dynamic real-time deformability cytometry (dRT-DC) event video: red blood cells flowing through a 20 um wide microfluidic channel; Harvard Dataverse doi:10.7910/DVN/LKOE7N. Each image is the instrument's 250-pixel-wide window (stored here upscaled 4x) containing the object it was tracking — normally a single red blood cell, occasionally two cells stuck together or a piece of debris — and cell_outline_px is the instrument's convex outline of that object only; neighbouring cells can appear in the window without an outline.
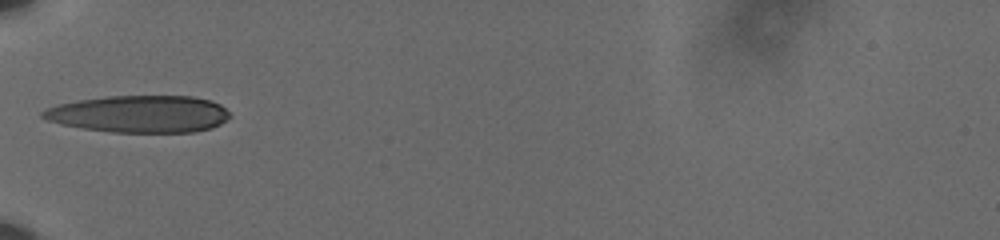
{"species": "human", "species_latin": "Homo sapiens", "temperature_condition": "cold", "stored_images_in_passage": 7, "camera_frame_rate_fps": 3000, "um_per_image_px": 0.085, "donor": {"sex": "male"}, "frame": {"image": 1, "passage_image": 1, "time_ms": 0.0, "image_size_px": [1000, 240], "cell_outline_px": [[228, 116], [220, 124], [212, 128], [196, 132], [108, 132], [84, 128], [64, 124], [48, 120], [40, 116], [40, 112], [48, 108], [60, 104], [80, 100], [108, 96], [192, 96], [212, 100], [220, 104], [228, 112]], "centroid_in_image_um": [11.87, 9.69], "position_along_channel_um": 73.1, "area_um2": 40.17}}
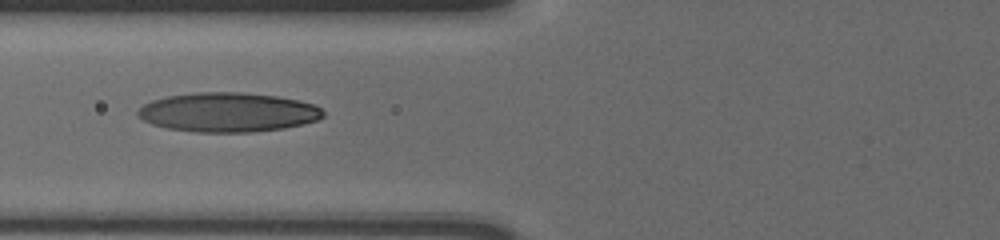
{"frame": {"image": 2, "passage_image": 4, "time_ms": 1.0, "image_size_px": [1000, 240], "cell_outline_px": [[324, 116], [316, 120], [284, 128], [252, 132], [192, 132], [168, 128], [152, 124], [144, 120], [136, 112], [144, 104], [152, 100], [168, 96], [196, 92], [240, 92], [276, 96], [300, 100], [312, 104], [320, 108], [324, 112]], "centroid_in_image_um": [19.37, 9.54], "position_along_channel_um": 106.4, "area_um2": 42.31}}